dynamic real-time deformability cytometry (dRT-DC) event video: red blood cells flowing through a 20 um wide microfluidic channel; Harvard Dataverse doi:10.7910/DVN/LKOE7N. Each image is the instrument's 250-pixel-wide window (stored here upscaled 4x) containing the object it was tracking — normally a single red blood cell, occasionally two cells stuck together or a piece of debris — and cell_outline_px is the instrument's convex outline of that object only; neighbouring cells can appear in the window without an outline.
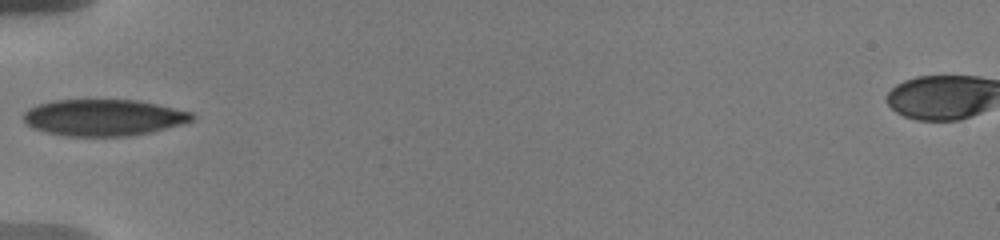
{"species": "human", "species_latin": "Homo sapiens", "temperature_condition": "warm", "stored_images_in_passage": 28, "camera_frame_rate_fps": 3000, "um_per_image_px": 0.085, "donor": {"sex": "male"}, "frame": {"image": 1, "passage_image": 1, "time_ms": 0.0, "image_size_px": [1000, 240], "cell_outline_px": [[196, 116], [192, 120], [184, 124], [152, 132], [124, 136], [64, 136], [32, 128], [24, 120], [24, 112], [28, 108], [36, 104], [52, 100], [140, 100], [192, 112]], "centroid_in_image_um": [8.82, 9.98], "position_along_channel_um": 76.2, "area_um2": 36.01}}
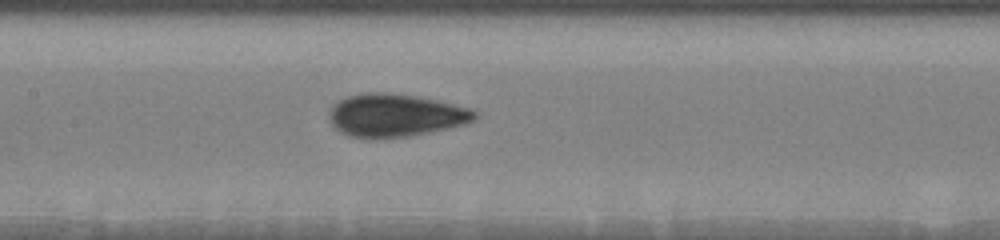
{"frame": {"image": 2, "passage_image": 10, "time_ms": 2.667, "image_size_px": [1000, 240], "cell_outline_px": [[480, 116], [464, 124], [428, 132], [408, 136], [368, 140], [348, 136], [340, 132], [328, 120], [328, 112], [332, 104], [348, 96], [364, 92], [388, 92], [416, 96], [436, 100], [468, 108], [476, 112]], "centroid_in_image_um": [33.52, 9.81], "position_along_channel_um": 173.9, "area_um2": 36.65}}
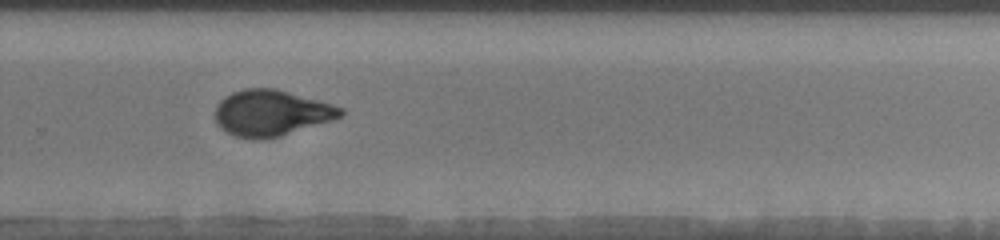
{"frame": {"image": 3, "passage_image": 23, "time_ms": 6.333, "image_size_px": [1000, 240], "cell_outline_px": [[344, 116], [332, 120], [280, 136], [264, 140], [252, 140], [236, 136], [220, 128], [216, 124], [216, 104], [224, 96], [232, 92], [244, 88], [276, 88], [320, 100], [344, 108]], "centroid_in_image_um": [23.06, 9.6], "position_along_channel_um": 306.7, "area_um2": 33.99}}